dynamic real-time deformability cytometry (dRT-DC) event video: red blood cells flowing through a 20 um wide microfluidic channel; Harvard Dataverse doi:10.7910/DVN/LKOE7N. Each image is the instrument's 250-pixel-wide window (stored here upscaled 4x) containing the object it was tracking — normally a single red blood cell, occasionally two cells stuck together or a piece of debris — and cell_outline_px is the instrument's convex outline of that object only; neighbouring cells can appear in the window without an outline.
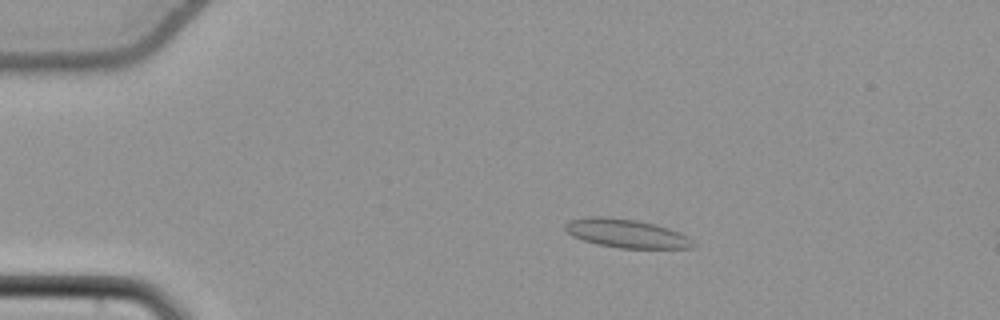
{"species": "common noctule bat (a hibernating species)", "species_latin": "Nyctalus noctula", "temperature_condition": "cold", "stored_images_in_passage": 55, "camera_frame_rate_fps": 3000, "um_per_image_px": 0.085, "animal": {"sex": "female", "body_mass_g": 22.7, "forearm_length_mm": 54.2}, "frame": {"image": 1, "passage_image": 11, "time_ms": 3.333, "image_size_px": [1000, 320], "cell_outline_px": [[696, 244], [692, 248], [620, 248], [596, 244], [572, 236], [564, 228], [564, 224], [568, 220], [588, 216], [604, 216], [636, 220], [656, 224], [680, 232], [688, 236]], "centroid_in_image_um": [53.23, 19.83], "position_along_channel_um": 31.8, "area_um2": 21.5}}
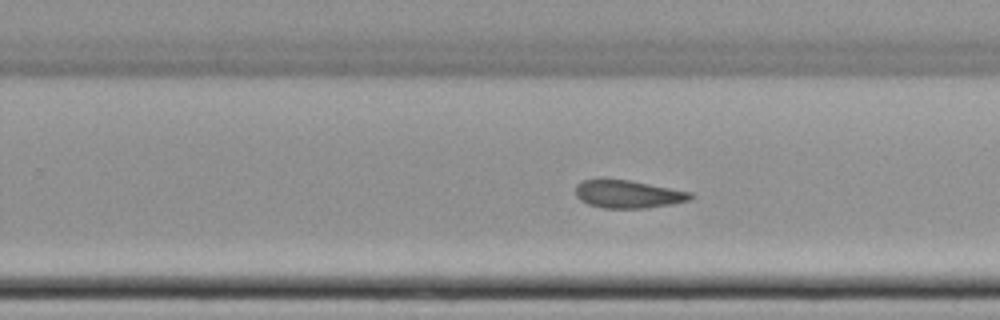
{"frame": {"image": 2, "passage_image": 35, "time_ms": 11.333, "image_size_px": [1000, 320], "cell_outline_px": [[692, 196], [688, 200], [672, 204], [644, 208], [604, 208], [588, 204], [580, 200], [576, 196], [576, 184], [584, 180], [600, 176], [628, 180], [692, 192]], "centroid_in_image_um": [53.3, 16.47], "position_along_channel_um": 276.5, "area_um2": 18.96}}
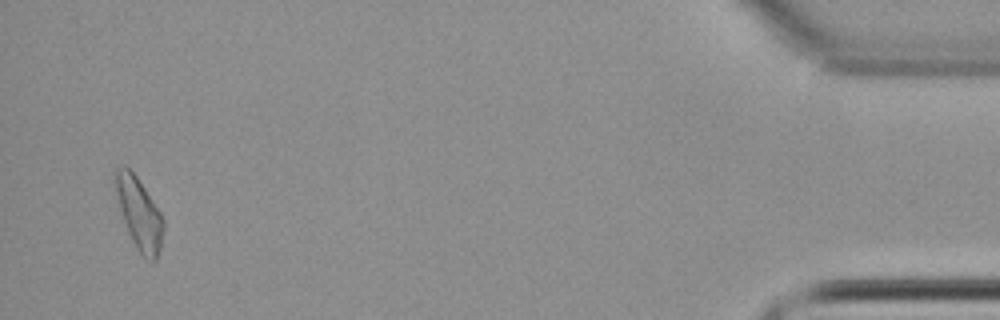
{"frame": {"image": 3, "passage_image": 53, "time_ms": 17.333, "image_size_px": [1000, 320], "cell_outline_px": [[164, 228], [160, 248], [156, 260], [152, 264], [140, 252], [132, 240], [128, 232], [120, 208], [116, 192], [112, 172], [116, 168], [124, 164], [136, 176], [160, 212], [164, 220]], "centroid_in_image_um": [11.82, 18.12], "position_along_channel_um": 423.4, "area_um2": 19.83}, "authors_computed_cell_mechanics": {"area_um2": 19.363, "velocity_mm_per_s": 3.8205, "shape_relaxation_time_tau1_ms": null, "shape_relaxation_time_tau2_ms": 3.6724, "deformation_change_tau1": null, "deformation_change_tau2": 0.103}}